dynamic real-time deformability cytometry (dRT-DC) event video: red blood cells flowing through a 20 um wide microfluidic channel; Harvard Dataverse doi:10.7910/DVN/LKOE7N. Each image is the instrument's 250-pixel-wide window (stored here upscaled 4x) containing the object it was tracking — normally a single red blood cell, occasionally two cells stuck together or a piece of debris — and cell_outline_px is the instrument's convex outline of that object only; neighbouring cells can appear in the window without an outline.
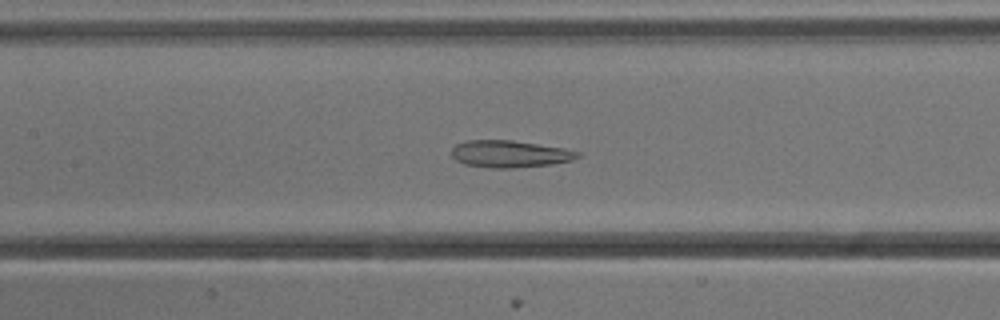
{"species": "common noctule bat (a hibernating species)", "species_latin": "Nyctalus noctula", "temperature_condition": "cold", "stored_images_in_passage": 50, "camera_frame_rate_fps": 3000, "um_per_image_px": 0.085, "animal": {"sex": "male", "body_mass_g": 13.3}, "frame": {"image": 1, "passage_image": 20, "time_ms": 6.333, "image_size_px": [1000, 320], "cell_outline_px": [[580, 156], [572, 160], [552, 164], [512, 168], [492, 168], [464, 164], [456, 160], [452, 156], [452, 148], [456, 144], [468, 140], [512, 140], [564, 148], [580, 152]], "centroid_in_image_um": [43.32, 13.08], "position_along_channel_um": 164.1, "area_um2": 19.83}}
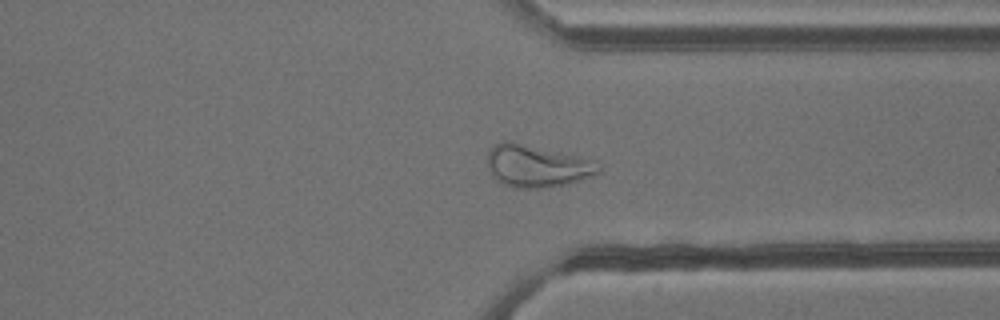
{"frame": {"image": 2, "passage_image": 36, "time_ms": 11.667, "image_size_px": [1000, 320], "cell_outline_px": [[600, 172], [592, 176], [564, 184], [544, 188], [520, 188], [504, 184], [496, 180], [492, 176], [488, 164], [488, 148], [500, 140], [508, 140], [560, 152], [592, 160], [600, 164]], "centroid_in_image_um": [45.59, 14.1], "position_along_channel_um": 365.8, "area_um2": 27.17}}
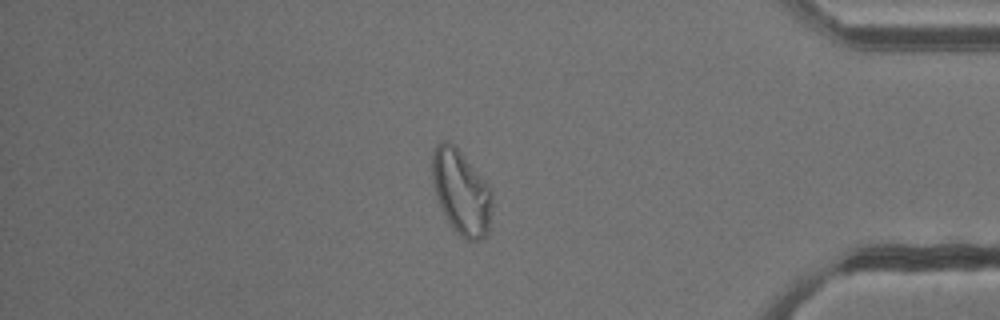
{"frame": {"image": 3, "passage_image": 41, "time_ms": 13.333, "image_size_px": [1000, 320], "cell_outline_px": [[492, 204], [488, 232], [480, 240], [468, 240], [460, 236], [452, 228], [440, 204], [432, 180], [432, 152], [436, 144], [440, 140], [444, 140], [452, 144], [460, 152], [488, 184], [492, 192]], "centroid_in_image_um": [39.21, 16.33], "position_along_channel_um": 396.0, "area_um2": 29.13}, "authors_computed_cell_mechanics": {"area_um2": 27.1949, "velocity_mm_per_s": 3.8012, "shape_relaxation_time_tau1_ms": null, "shape_relaxation_time_tau2_ms": 3.1084, "deformation_change_tau1": null, "deformation_change_tau2": 0.1054}}